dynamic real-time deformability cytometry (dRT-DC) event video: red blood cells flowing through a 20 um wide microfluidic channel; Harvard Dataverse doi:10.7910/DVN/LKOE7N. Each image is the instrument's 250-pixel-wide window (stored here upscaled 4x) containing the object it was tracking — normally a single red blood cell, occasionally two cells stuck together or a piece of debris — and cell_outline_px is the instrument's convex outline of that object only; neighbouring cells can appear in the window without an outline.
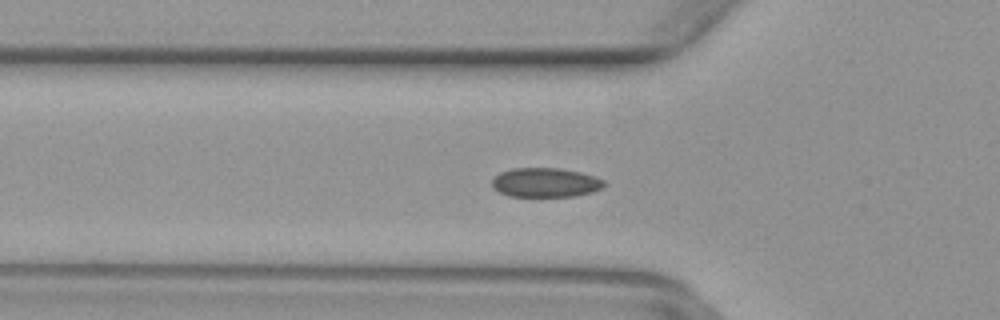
{"species": "common noctule bat (a hibernating species)", "species_latin": "Nyctalus noctula", "temperature_condition": "warm", "stored_images_in_passage": 35, "camera_frame_rate_fps": 3000, "um_per_image_px": 0.085, "animal": {"sex": "female", "body_mass_g": 29.2, "forearm_length_mm": 56.3}, "frame": {"image": 1, "passage_image": 6, "time_ms": 1.667, "image_size_px": [1000, 320], "cell_outline_px": [[604, 188], [592, 192], [576, 196], [508, 196], [492, 188], [492, 180], [500, 172], [512, 168], [560, 168], [580, 172], [596, 176], [604, 180]], "centroid_in_image_um": [46.38, 15.51], "position_along_channel_um": 79.4, "area_um2": 19.25}}
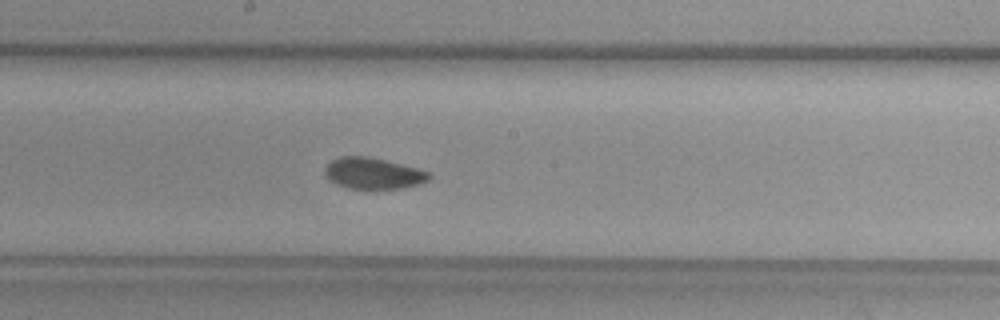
{"frame": {"image": 2, "passage_image": 16, "time_ms": 5.0, "image_size_px": [1000, 320], "cell_outline_px": [[432, 176], [428, 180], [420, 184], [400, 188], [348, 188], [336, 184], [328, 180], [324, 172], [324, 168], [332, 160], [340, 156], [368, 156], [416, 168], [428, 172]], "centroid_in_image_um": [31.68, 14.73], "position_along_channel_um": 216.5, "area_um2": 18.79}}
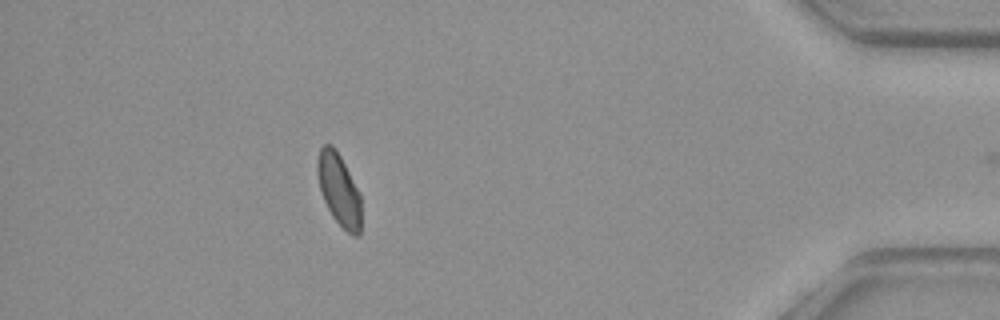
{"frame": {"image": 3, "passage_image": 34, "time_ms": 11.0, "image_size_px": [1000, 320], "cell_outline_px": [[360, 236], [356, 236], [348, 232], [332, 216], [324, 200], [320, 188], [316, 172], [316, 164], [320, 148], [324, 144], [332, 144], [340, 156], [360, 196]], "centroid_in_image_um": [28.78, 16.1], "position_along_channel_um": 406.4, "area_um2": 17.92}}